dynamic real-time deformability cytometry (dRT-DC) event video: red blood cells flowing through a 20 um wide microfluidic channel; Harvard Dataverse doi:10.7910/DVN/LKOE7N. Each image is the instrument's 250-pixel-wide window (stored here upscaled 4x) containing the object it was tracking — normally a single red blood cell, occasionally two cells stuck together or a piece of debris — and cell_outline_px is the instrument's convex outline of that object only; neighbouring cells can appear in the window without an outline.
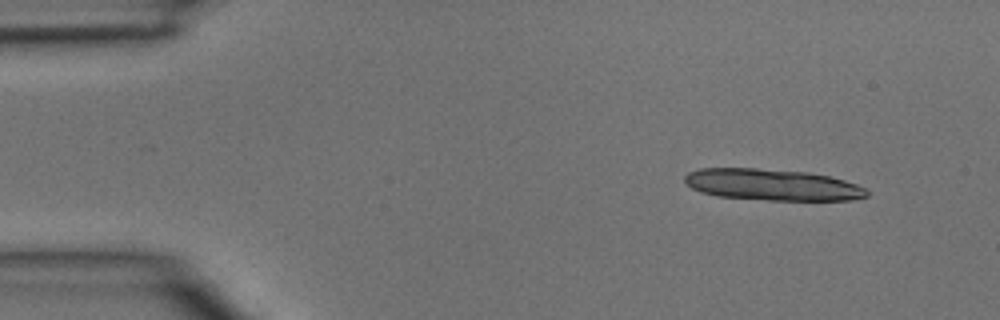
{"species": "common noctule bat (a hibernating species)", "species_latin": "Nyctalus noctula", "temperature_condition": "room temperature", "stored_images_in_passage": 4, "camera_frame_rate_fps": 3000, "um_per_image_px": 0.085, "animal": {"sex": "male", "body_mass_g": 15.6}, "frame": {"image": 1, "passage_image": 1, "time_ms": 0.0, "image_size_px": [1000, 320], "cell_outline_px": [[868, 196], [852, 200], [768, 200], [716, 196], [700, 192], [684, 184], [684, 176], [688, 172], [700, 168], [756, 168], [808, 172], [828, 176], [844, 180], [856, 184], [864, 188], [868, 192]], "centroid_in_image_um": [65.59, 15.7], "position_along_channel_um": 19.4, "area_um2": 33.47}}